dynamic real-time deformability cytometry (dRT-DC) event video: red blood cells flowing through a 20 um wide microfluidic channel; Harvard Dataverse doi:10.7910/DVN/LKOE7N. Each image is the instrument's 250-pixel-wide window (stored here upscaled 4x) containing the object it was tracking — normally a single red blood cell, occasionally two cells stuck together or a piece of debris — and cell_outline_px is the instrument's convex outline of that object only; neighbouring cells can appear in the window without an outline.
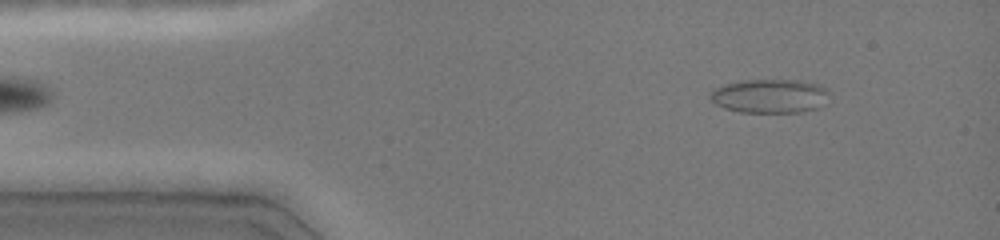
{"species": "common noctule bat (a hibernating species)", "species_latin": "Nyctalus noctula", "temperature_condition": "cold", "stored_images_in_passage": 50, "camera_frame_rate_fps": 3000, "um_per_image_px": 0.085, "animal": {"sex": "female", "body_mass_g": 19.0, "forearm_length_mm": 51.5}, "frame": {"image": 1, "passage_image": 5, "time_ms": 1.333, "image_size_px": [1000, 240], "cell_outline_px": [[828, 104], [820, 108], [804, 112], [740, 112], [724, 108], [716, 104], [708, 96], [712, 88], [724, 84], [744, 80], [800, 80], [820, 84], [828, 88]], "centroid_in_image_um": [65.49, 8.16], "position_along_channel_um": 19.5, "area_um2": 24.1}}
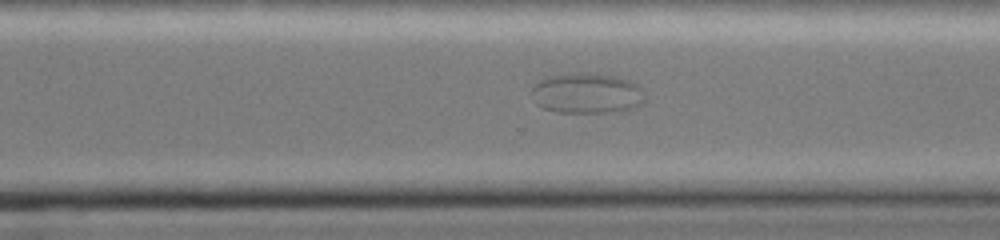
{"frame": {"image": 2, "passage_image": 35, "time_ms": 11.333, "image_size_px": [1000, 240], "cell_outline_px": [[644, 100], [636, 108], [612, 112], [556, 112], [544, 108], [536, 104], [532, 92], [532, 88], [540, 80], [548, 76], [580, 72], [616, 76], [628, 80], [636, 84], [644, 92]], "centroid_in_image_um": [49.89, 7.93], "position_along_channel_um": 320.7, "area_um2": 26.59}}
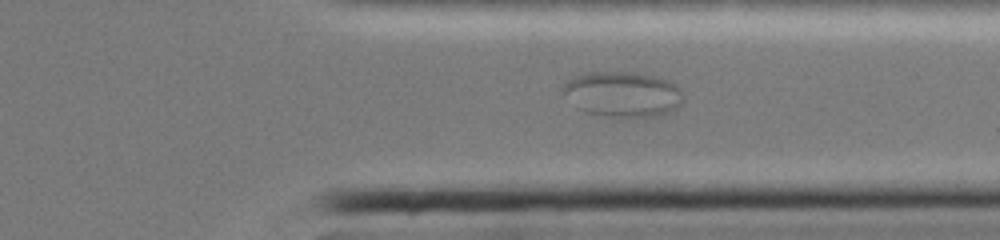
{"frame": {"image": 3, "passage_image": 38, "time_ms": 12.333, "image_size_px": [1000, 240], "cell_outline_px": [[684, 100], [672, 112], [656, 116], [620, 120], [584, 112], [576, 108], [560, 92], [560, 88], [564, 80], [572, 76], [584, 72], [636, 72], [660, 76], [676, 84], [680, 88], [684, 96]], "centroid_in_image_um": [52.88, 8.03], "position_along_channel_um": 358.5, "area_um2": 33.52}}